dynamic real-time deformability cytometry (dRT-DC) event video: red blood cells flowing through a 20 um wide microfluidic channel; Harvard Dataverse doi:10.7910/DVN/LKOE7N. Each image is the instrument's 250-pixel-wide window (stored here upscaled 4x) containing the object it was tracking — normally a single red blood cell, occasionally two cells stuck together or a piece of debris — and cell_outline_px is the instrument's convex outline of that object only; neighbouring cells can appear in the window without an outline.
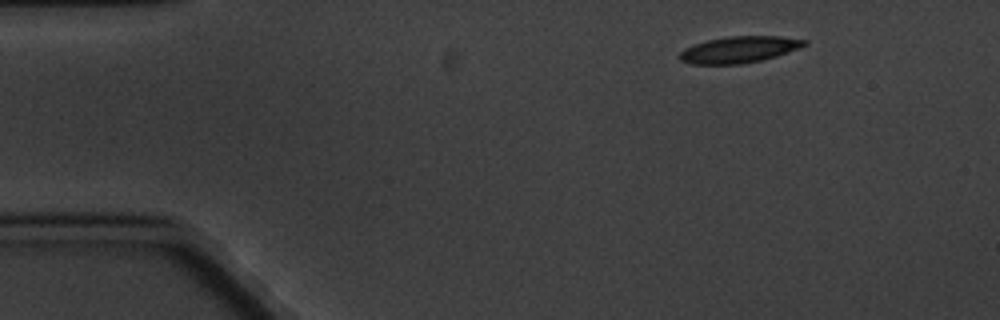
{"species": "common noctule bat (a hibernating species)", "species_latin": "Nyctalus noctula", "temperature_condition": "cold", "stored_images_in_passage": 7, "camera_frame_rate_fps": 3000, "um_per_image_px": 0.085, "animal": {"sex": "male", "body_mass_g": 20.1, "forearm_length_mm": 53.5}, "frame": {"image": 1, "passage_image": 1, "time_ms": 0.0, "image_size_px": [1000, 320], "cell_outline_px": [[808, 44], [800, 48], [776, 56], [760, 60], [740, 64], [692, 64], [680, 60], [676, 56], [684, 48], [692, 44], [708, 40], [728, 36], [780, 36], [808, 40]], "centroid_in_image_um": [62.81, 4.21], "position_along_channel_um": 22.2, "area_um2": 19.36}}
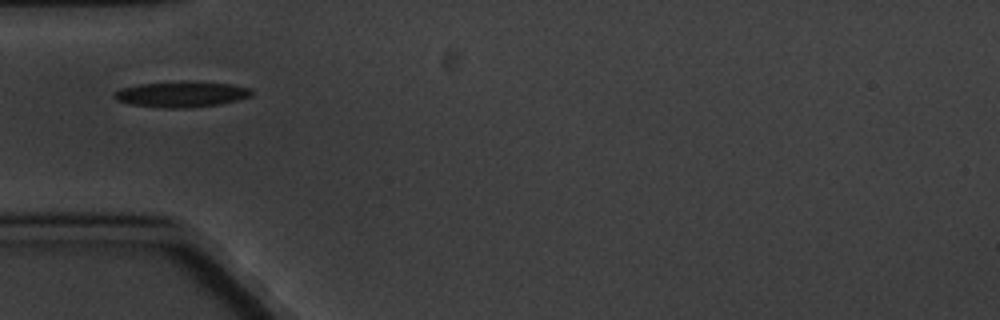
{"frame": {"image": 2, "passage_image": 4, "time_ms": 3.667, "image_size_px": [1000, 320], "cell_outline_px": [[252, 96], [220, 104], [188, 108], [164, 108], [128, 104], [116, 100], [112, 96], [120, 88], [140, 84], [232, 84], [252, 88]], "centroid_in_image_um": [15.4, 8.07], "position_along_channel_um": 69.6, "area_um2": 19.59}}